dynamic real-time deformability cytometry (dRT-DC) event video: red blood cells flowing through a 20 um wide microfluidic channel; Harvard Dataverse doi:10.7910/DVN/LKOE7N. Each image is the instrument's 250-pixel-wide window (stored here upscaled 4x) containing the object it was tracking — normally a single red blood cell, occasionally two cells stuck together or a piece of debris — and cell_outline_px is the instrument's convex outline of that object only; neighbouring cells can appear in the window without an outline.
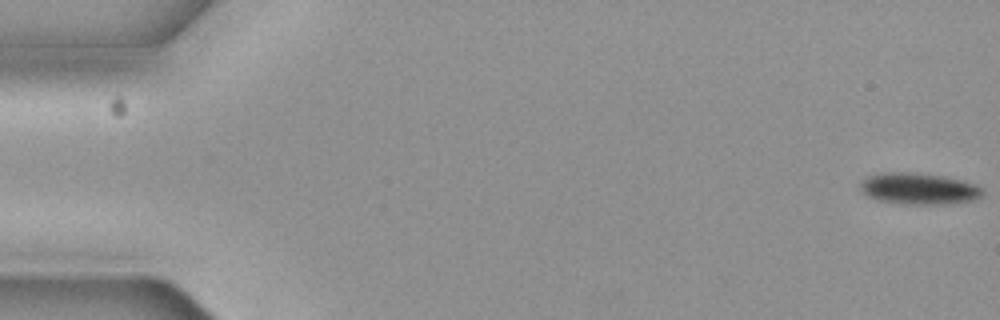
{"species": "common noctule bat (a hibernating species)", "species_latin": "Nyctalus noctula", "temperature_condition": "cold", "stored_images_in_passage": 7, "camera_frame_rate_fps": 3000, "um_per_image_px": 0.085, "animal": {"sex": "female", "body_mass_g": 19.3, "forearm_length_mm": 54.1}, "frame": {"image": 1, "passage_image": 1, "time_ms": 0.0, "image_size_px": [1000, 320], "cell_outline_px": [[984, 192], [976, 200], [948, 204], [904, 204], [876, 200], [868, 196], [864, 192], [860, 184], [868, 176], [884, 172], [912, 172], [944, 176], [964, 180], [976, 184], [984, 188]], "centroid_in_image_um": [78.17, 16.04], "position_along_channel_um": 6.8, "area_um2": 22.6}}
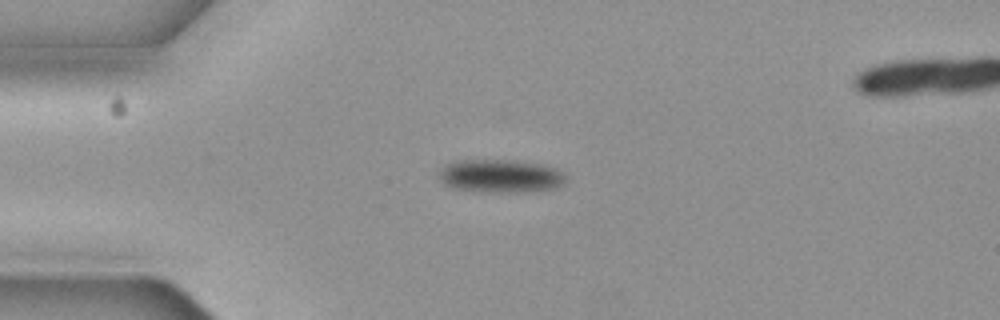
{"frame": {"image": 2, "passage_image": 5, "time_ms": 1.333, "image_size_px": [1000, 320], "cell_outline_px": [[568, 176], [564, 184], [556, 188], [524, 192], [508, 192], [456, 188], [444, 184], [440, 180], [440, 168], [444, 164], [456, 160], [516, 160], [544, 164], [560, 168]], "centroid_in_image_um": [42.64, 14.93], "position_along_channel_um": 42.4, "area_um2": 24.74}}
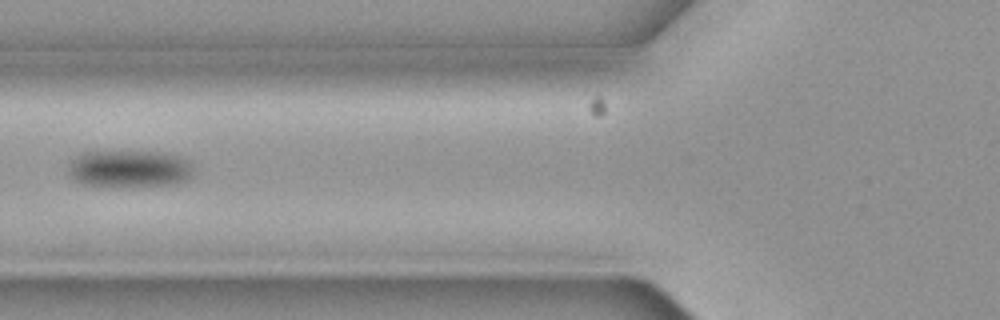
{"frame": {"image": 3, "passage_image": 7, "time_ms": 2.0, "image_size_px": [1000, 320], "cell_outline_px": [[192, 176], [176, 184], [124, 188], [84, 184], [72, 180], [68, 172], [68, 164], [76, 156], [84, 152], [164, 152], [180, 156], [188, 160], [192, 164]], "centroid_in_image_um": [10.99, 14.37], "position_along_channel_um": 114.8, "area_um2": 27.69}}